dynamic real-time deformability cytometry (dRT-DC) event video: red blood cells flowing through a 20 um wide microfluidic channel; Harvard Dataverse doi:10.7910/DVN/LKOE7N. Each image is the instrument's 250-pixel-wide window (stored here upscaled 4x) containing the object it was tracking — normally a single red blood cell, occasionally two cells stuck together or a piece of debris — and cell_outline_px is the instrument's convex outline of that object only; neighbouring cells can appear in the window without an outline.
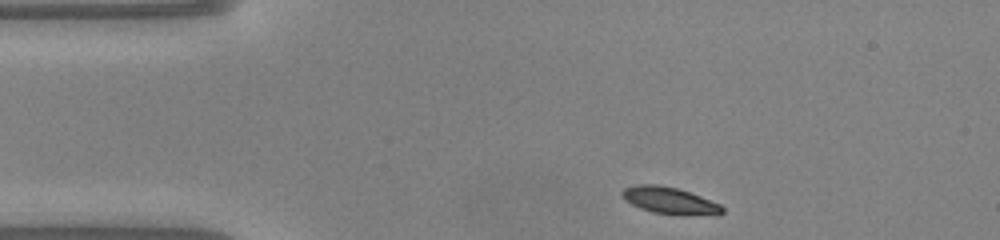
{"species": "common noctule bat (a hibernating species)", "species_latin": "Nyctalus noctula", "temperature_condition": "warm", "stored_images_in_passage": 42, "camera_frame_rate_fps": 3000, "um_per_image_px": 0.085, "animal": {"sex": "male", "body_mass_g": 20.0, "forearm_length_mm": 53.3}, "frame": {"image": 1, "passage_image": 1, "time_ms": 0.0, "image_size_px": [1000, 240], "cell_outline_px": [[724, 212], [716, 216], [652, 212], [640, 208], [624, 200], [620, 196], [620, 192], [624, 188], [636, 184], [660, 184], [676, 188], [700, 196], [720, 204], [724, 208]], "centroid_in_image_um": [56.9, 17.04], "position_along_channel_um": 28.1, "area_um2": 15.66}}
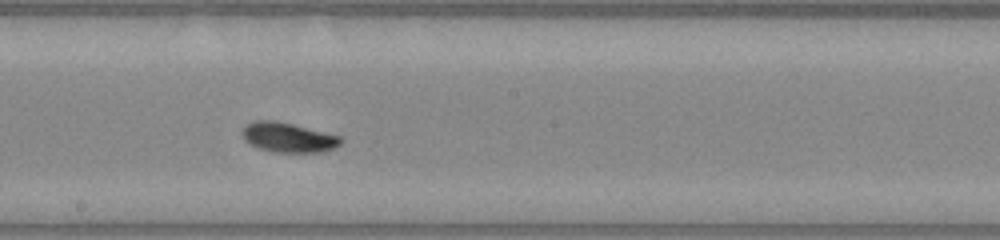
{"frame": {"image": 2, "passage_image": 19, "time_ms": 6.0, "image_size_px": [1000, 240], "cell_outline_px": [[340, 144], [332, 148], [320, 152], [276, 152], [260, 148], [244, 140], [240, 132], [244, 124], [252, 120], [272, 120], [292, 124], [340, 136]], "centroid_in_image_um": [24.41, 11.66], "position_along_channel_um": 223.8, "area_um2": 16.88}}
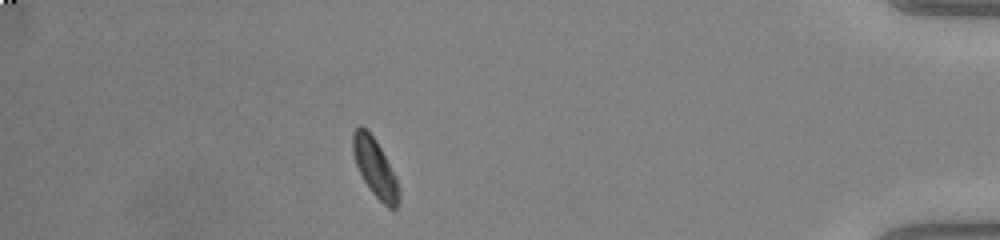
{"frame": {"image": 3, "passage_image": 36, "time_ms": 11.667, "image_size_px": [1000, 240], "cell_outline_px": [[400, 200], [396, 208], [388, 208], [372, 192], [364, 180], [356, 164], [352, 152], [352, 132], [360, 124], [368, 128], [376, 140], [396, 176], [400, 188]], "centroid_in_image_um": [31.88, 14.22], "position_along_channel_um": 403.3, "area_um2": 15.78}, "authors_computed_cell_mechanics": {"area_um2": 16.2129, "velocity_mm_per_s": 4.0812, "shape_relaxation_time_tau1_ms": 2.6067, "shape_relaxation_time_tau2_ms": 5.6266, "deformation_change_tau1": 0.1146, "deformation_change_tau2": 0.0787}}